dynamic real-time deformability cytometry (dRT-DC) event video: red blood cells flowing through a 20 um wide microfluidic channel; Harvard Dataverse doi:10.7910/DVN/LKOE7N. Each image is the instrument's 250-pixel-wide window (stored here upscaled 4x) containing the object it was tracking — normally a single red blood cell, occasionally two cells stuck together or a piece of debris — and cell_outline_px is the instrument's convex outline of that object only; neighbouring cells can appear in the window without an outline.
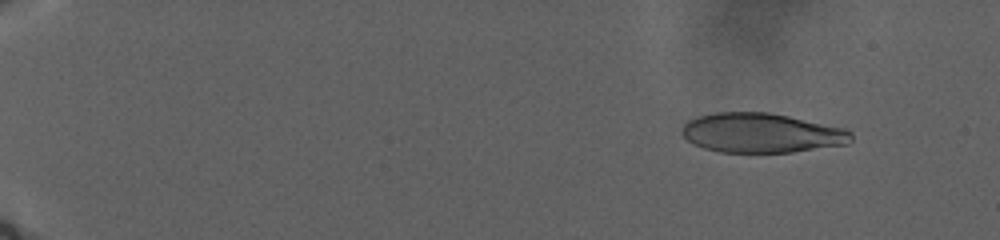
{"species": "human", "species_latin": "Homo sapiens", "temperature_condition": "warm", "stored_images_in_passage": 66, "camera_frame_rate_fps": 3000, "um_per_image_px": 0.085, "donor": {"sex": "male"}, "frame": {"image": 1, "passage_image": 10, "time_ms": 5.0, "image_size_px": [1000, 240], "cell_outline_px": [[852, 140], [848, 144], [792, 152], [720, 152], [704, 148], [688, 140], [680, 132], [684, 124], [688, 120], [700, 116], [716, 112], [768, 112], [788, 116], [844, 128], [852, 132]], "centroid_in_image_um": [64.73, 11.3], "position_along_channel_um": 20.3, "area_um2": 38.84}}
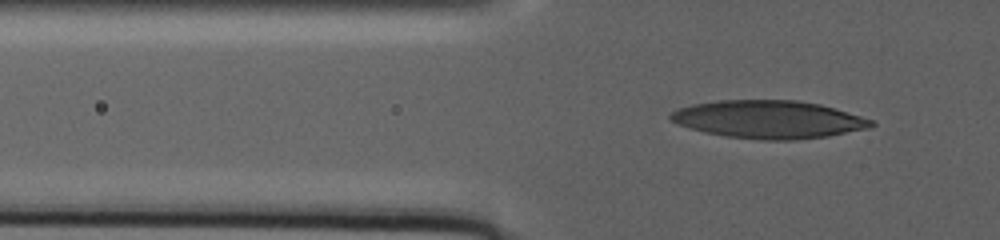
{"frame": {"image": 2, "passage_image": 51, "time_ms": 16.0, "image_size_px": [1000, 240], "cell_outline_px": [[876, 124], [872, 128], [828, 136], [796, 140], [760, 140], [724, 136], [704, 132], [676, 124], [668, 116], [676, 108], [692, 104], [720, 100], [796, 100], [820, 104], [860, 116], [872, 120]], "centroid_in_image_um": [65.32, 10.16], "position_along_channel_um": 60.5, "area_um2": 44.51}}
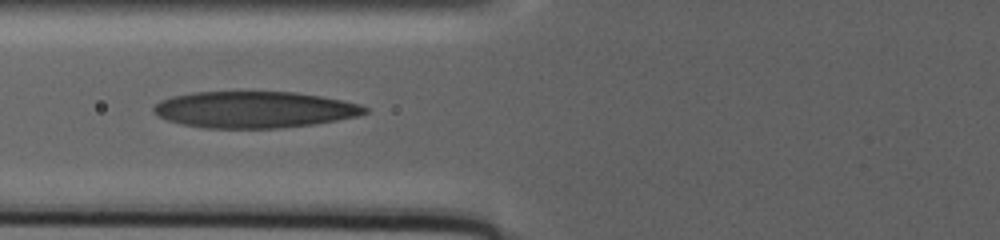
{"frame": {"image": 3, "passage_image": 65, "time_ms": 19.667, "image_size_px": [1000, 240], "cell_outline_px": [[368, 112], [356, 116], [316, 124], [280, 128], [204, 128], [180, 124], [168, 120], [152, 112], [152, 108], [160, 100], [172, 96], [192, 92], [296, 92], [344, 100], [360, 104], [368, 108]], "centroid_in_image_um": [21.61, 9.32], "position_along_channel_um": 104.2, "area_um2": 45.03}}